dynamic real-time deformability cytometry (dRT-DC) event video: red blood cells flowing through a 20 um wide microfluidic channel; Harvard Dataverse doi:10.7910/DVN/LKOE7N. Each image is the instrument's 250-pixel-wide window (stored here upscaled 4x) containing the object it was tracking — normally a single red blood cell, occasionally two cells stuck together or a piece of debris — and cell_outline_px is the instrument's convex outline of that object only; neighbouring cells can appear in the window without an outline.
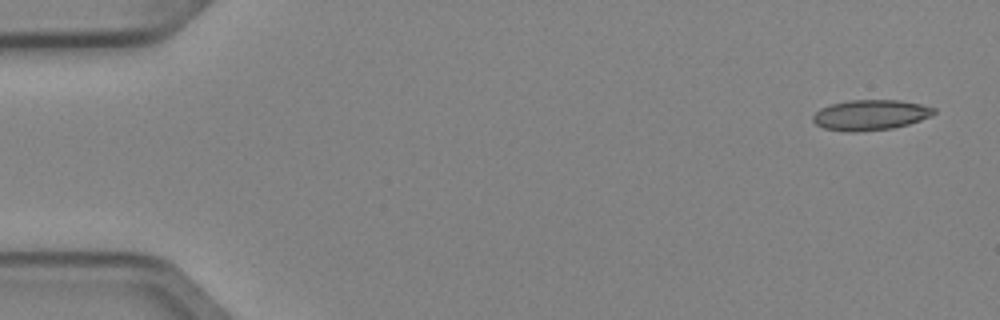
{"species": "Egyptian fruit bat (a non-hibernating species)", "species_latin": "Rousettus aegyptiacus", "temperature_condition": "cold", "stored_images_in_passage": 4, "camera_frame_rate_fps": 3000, "um_per_image_px": 0.085, "animal": {"sex": "female"}, "frame": {"image": 1, "passage_image": 1, "time_ms": 0.0, "image_size_px": [1000, 320], "cell_outline_px": [[936, 112], [932, 116], [908, 124], [892, 128], [856, 132], [844, 132], [824, 128], [816, 124], [812, 120], [812, 116], [820, 108], [832, 104], [848, 100], [900, 100], [920, 104], [936, 108]], "centroid_in_image_um": [73.98, 9.77], "position_along_channel_um": 11.0, "area_um2": 21.5}}
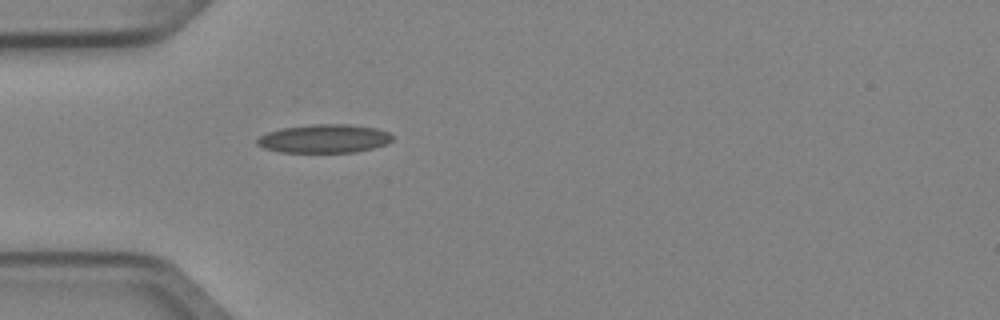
{"frame": {"image": 2, "passage_image": 4, "time_ms": 1.0, "image_size_px": [1000, 320], "cell_outline_px": [[392, 140], [384, 144], [372, 148], [356, 152], [280, 152], [264, 148], [256, 144], [256, 140], [260, 136], [268, 132], [284, 128], [312, 124], [348, 124], [376, 128], [388, 132], [392, 136]], "centroid_in_image_um": [27.54, 11.78], "position_along_channel_um": 57.5, "area_um2": 22.31}}